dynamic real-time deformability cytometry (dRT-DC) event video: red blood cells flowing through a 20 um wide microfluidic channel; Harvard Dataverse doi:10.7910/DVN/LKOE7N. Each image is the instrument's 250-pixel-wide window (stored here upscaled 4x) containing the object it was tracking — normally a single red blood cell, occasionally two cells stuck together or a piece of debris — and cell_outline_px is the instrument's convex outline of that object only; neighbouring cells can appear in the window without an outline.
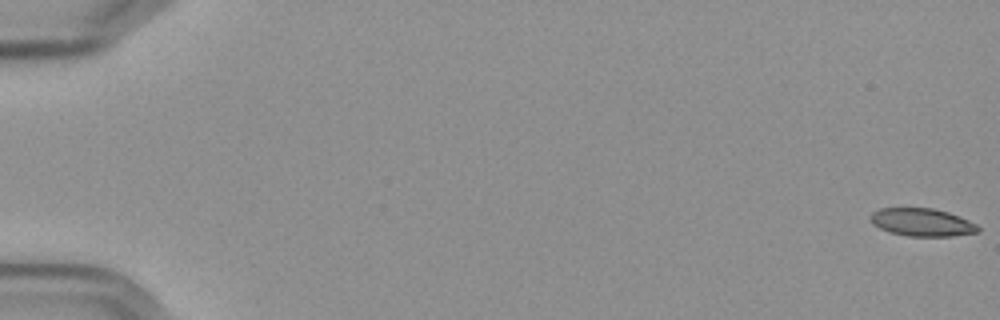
{"species": "Egyptian fruit bat (a non-hibernating species)", "species_latin": "Rousettus aegyptiacus", "temperature_condition": "cold", "stored_images_in_passage": 19, "camera_frame_rate_fps": 3000, "um_per_image_px": 0.085, "frame": {"image": 1, "passage_image": 1, "time_ms": 0.0, "image_size_px": [1000, 320], "cell_outline_px": [[980, 232], [952, 236], [908, 236], [888, 232], [872, 224], [872, 212], [880, 208], [932, 208], [948, 212], [968, 220], [976, 224], [980, 228]], "centroid_in_image_um": [78.38, 18.9], "position_along_channel_um": 6.6, "area_um2": 17.4}}
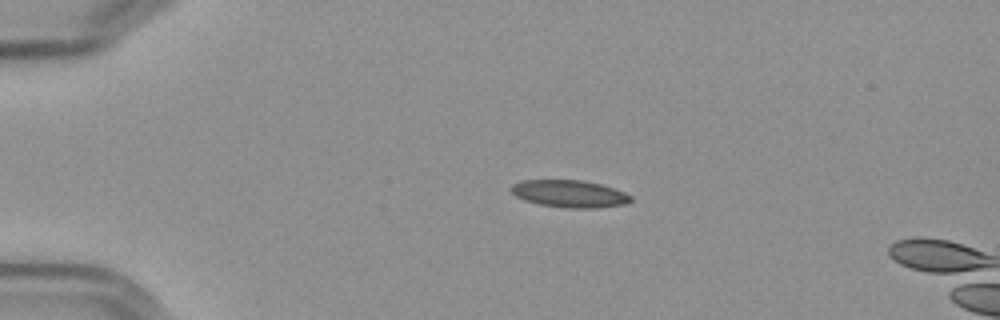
{"frame": {"image": 2, "passage_image": 14, "time_ms": 4.333, "image_size_px": [1000, 320], "cell_outline_px": [[632, 200], [624, 204], [596, 208], [568, 208], [540, 204], [524, 200], [516, 196], [512, 192], [512, 184], [520, 180], [584, 180], [600, 184], [624, 192], [632, 196]], "centroid_in_image_um": [48.4, 16.46], "position_along_channel_um": 36.6, "area_um2": 18.9}}